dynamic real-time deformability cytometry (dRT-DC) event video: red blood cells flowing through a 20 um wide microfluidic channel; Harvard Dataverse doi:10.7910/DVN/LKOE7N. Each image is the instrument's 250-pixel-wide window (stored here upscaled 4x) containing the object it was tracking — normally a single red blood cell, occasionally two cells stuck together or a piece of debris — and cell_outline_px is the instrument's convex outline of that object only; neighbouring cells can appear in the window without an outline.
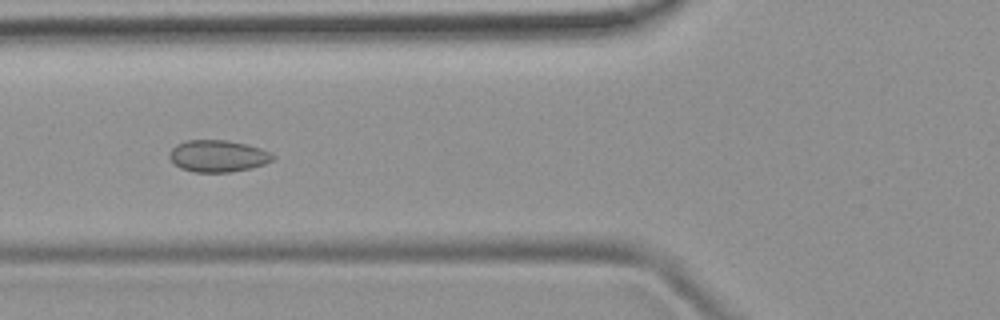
{"species": "common noctule bat (a hibernating species)", "species_latin": "Nyctalus noctula", "temperature_condition": "room temperature", "stored_images_in_passage": 36, "camera_frame_rate_fps": 3000, "um_per_image_px": 0.085, "animal": {"sex": "female", "body_mass_g": 19.9}, "frame": {"image": 1, "passage_image": 5, "time_ms": 1.333, "image_size_px": [1000, 320], "cell_outline_px": [[276, 156], [272, 160], [264, 164], [252, 168], [232, 172], [192, 172], [180, 168], [168, 156], [168, 152], [176, 144], [188, 140], [228, 140], [260, 148], [272, 152]], "centroid_in_image_um": [18.52, 13.26], "position_along_channel_um": 107.3, "area_um2": 19.31}}
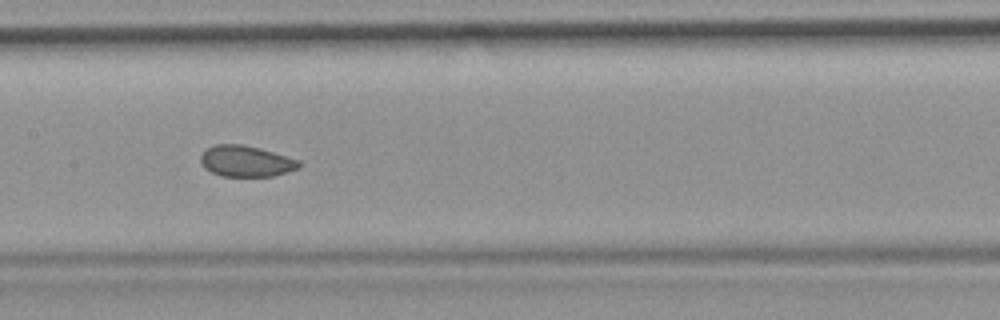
{"frame": {"image": 2, "passage_image": 11, "time_ms": 3.333, "image_size_px": [1000, 320], "cell_outline_px": [[300, 168], [288, 172], [272, 176], [220, 176], [204, 168], [200, 164], [200, 156], [208, 148], [216, 144], [244, 144], [260, 148], [300, 160]], "centroid_in_image_um": [20.91, 13.7], "position_along_channel_um": 186.5, "area_um2": 17.92}}
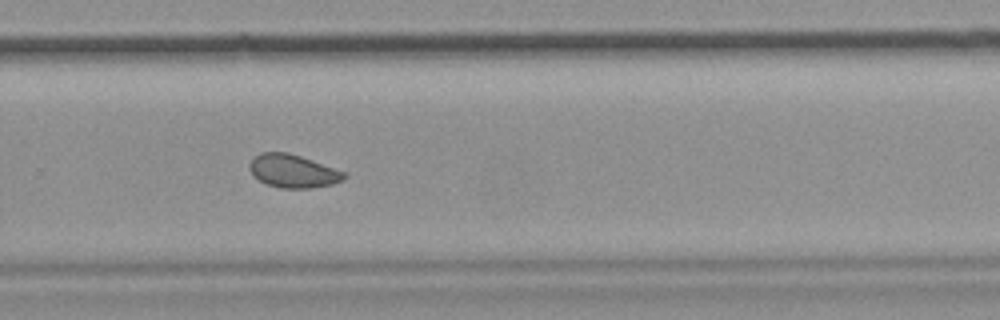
{"frame": {"image": 3, "passage_image": 20, "time_ms": 6.333, "image_size_px": [1000, 320], "cell_outline_px": [[348, 176], [332, 184], [312, 188], [280, 188], [264, 184], [252, 176], [248, 168], [248, 164], [260, 152], [288, 152], [348, 172]], "centroid_in_image_um": [24.89, 14.55], "position_along_channel_um": 304.9, "area_um2": 18.55}, "authors_computed_cell_mechanics": {"area_um2": 18.5249, "velocity_mm_per_s": 3.9585, "shape_relaxation_time_tau1_ms": null, "shape_relaxation_time_tau2_ms": 0.6354, "deformation_change_tau1": null, "deformation_change_tau2": 0.0419}}